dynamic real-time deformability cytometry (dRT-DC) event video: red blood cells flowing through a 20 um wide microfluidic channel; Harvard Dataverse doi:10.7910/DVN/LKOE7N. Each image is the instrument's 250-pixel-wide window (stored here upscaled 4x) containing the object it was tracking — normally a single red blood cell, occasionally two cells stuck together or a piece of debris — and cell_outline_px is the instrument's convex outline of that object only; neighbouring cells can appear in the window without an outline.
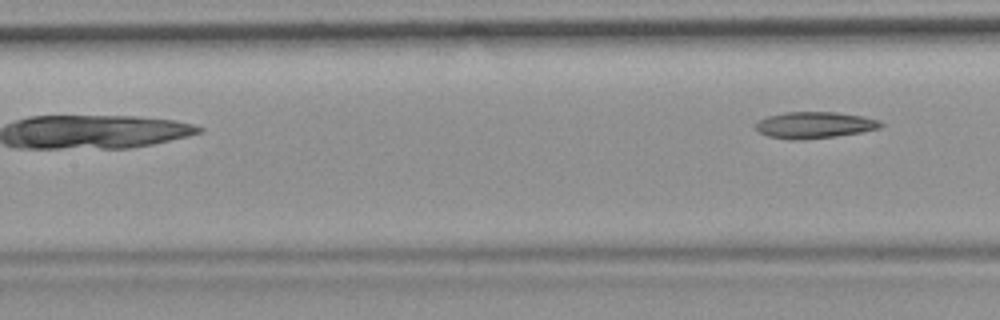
{"species": "common noctule bat (a hibernating species)", "species_latin": "Nyctalus noctula", "temperature_condition": "room temperature", "stored_images_in_passage": 8, "camera_frame_rate_fps": 3000, "um_per_image_px": 0.085, "animal": {"sex": "female", "body_mass_g": 19.9}, "frame": {"image": 1, "passage_image": 8, "time_ms": 9.0, "image_size_px": [1000, 320], "cell_outline_px": [[884, 124], [880, 128], [860, 132], [832, 136], [768, 136], [760, 132], [756, 128], [756, 124], [760, 120], [768, 116], [784, 112], [836, 112], [864, 116], [880, 120]], "centroid_in_image_um": [69.34, 10.56], "position_along_channel_um": 138.1, "area_um2": 18.09}}